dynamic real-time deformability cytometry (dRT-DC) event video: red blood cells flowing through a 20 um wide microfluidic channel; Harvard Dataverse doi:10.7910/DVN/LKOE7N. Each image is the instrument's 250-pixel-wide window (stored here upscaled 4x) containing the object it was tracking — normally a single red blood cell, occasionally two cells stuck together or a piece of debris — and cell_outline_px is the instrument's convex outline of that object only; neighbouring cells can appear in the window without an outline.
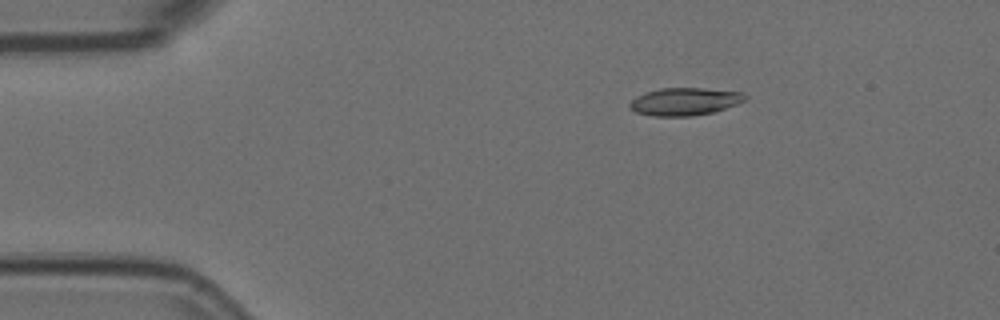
{"species": "Egyptian fruit bat (a non-hibernating species)", "species_latin": "Rousettus aegyptiacus", "temperature_condition": "room temperature", "stored_images_in_passage": 3, "camera_frame_rate_fps": 3000, "um_per_image_px": 0.085, "animal": {"sex": "female"}, "frame": {"image": 1, "passage_image": 1, "time_ms": 0.0, "image_size_px": [1000, 320], "cell_outline_px": [[748, 96], [744, 100], [736, 104], [712, 112], [692, 116], [652, 116], [636, 112], [628, 108], [628, 104], [636, 96], [644, 92], [660, 88], [704, 88], [744, 92]], "centroid_in_image_um": [58.16, 8.62], "position_along_channel_um": 26.8, "area_um2": 18.67}}